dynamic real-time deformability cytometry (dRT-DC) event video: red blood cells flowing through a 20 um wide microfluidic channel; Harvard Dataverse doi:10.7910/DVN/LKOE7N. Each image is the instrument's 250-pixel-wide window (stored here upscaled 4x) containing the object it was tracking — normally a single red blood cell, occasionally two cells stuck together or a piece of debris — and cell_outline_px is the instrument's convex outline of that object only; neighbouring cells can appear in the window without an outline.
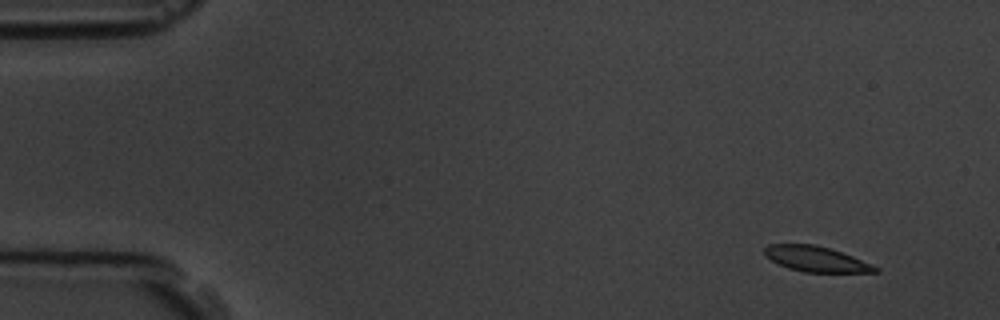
{"species": "common noctule bat (a hibernating species)", "species_latin": "Nyctalus noctula", "temperature_condition": "room temperature", "stored_images_in_passage": 6, "camera_frame_rate_fps": 3000, "um_per_image_px": 0.085, "animal": {"sex": "male", "body_mass_g": 19.5, "forearm_length_mm": 54.6}, "frame": {"image": 1, "passage_image": 1, "time_ms": 0.0, "image_size_px": [1000, 320], "cell_outline_px": [[880, 272], [804, 272], [788, 268], [764, 256], [764, 248], [768, 244], [816, 244], [852, 256], [880, 268]], "centroid_in_image_um": [69.35, 22.01], "position_along_channel_um": 15.7, "area_um2": 16.24}}
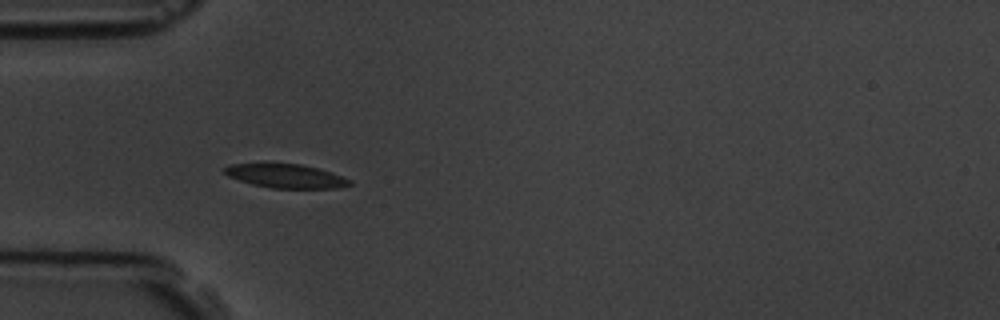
{"frame": {"image": 2, "passage_image": 5, "time_ms": 4.333, "image_size_px": [1000, 320], "cell_outline_px": [[352, 184], [336, 188], [272, 188], [252, 184], [228, 176], [224, 172], [224, 168], [228, 164], [264, 160], [300, 164], [316, 168], [352, 180]], "centroid_in_image_um": [24.17, 14.9], "position_along_channel_um": 60.8, "area_um2": 18.03}}
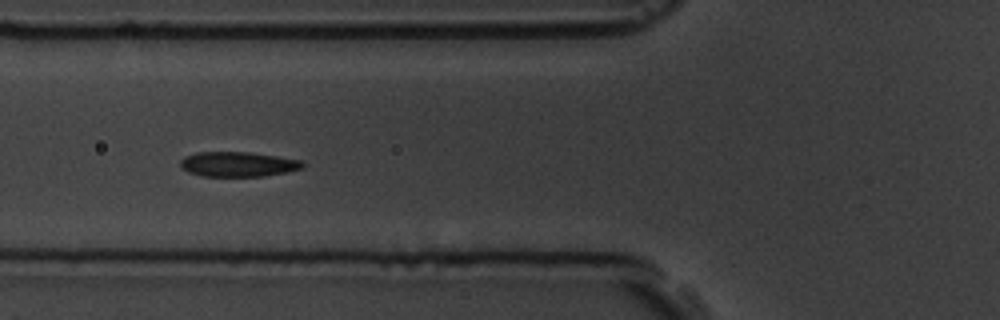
{"frame": {"image": 3, "passage_image": 6, "time_ms": 5.667, "image_size_px": [1000, 320], "cell_outline_px": [[304, 168], [288, 172], [264, 176], [200, 176], [188, 172], [180, 168], [180, 160], [184, 156], [196, 152], [248, 152], [304, 160]], "centroid_in_image_um": [20.23, 13.96], "position_along_channel_um": 105.6, "area_um2": 17.98}}